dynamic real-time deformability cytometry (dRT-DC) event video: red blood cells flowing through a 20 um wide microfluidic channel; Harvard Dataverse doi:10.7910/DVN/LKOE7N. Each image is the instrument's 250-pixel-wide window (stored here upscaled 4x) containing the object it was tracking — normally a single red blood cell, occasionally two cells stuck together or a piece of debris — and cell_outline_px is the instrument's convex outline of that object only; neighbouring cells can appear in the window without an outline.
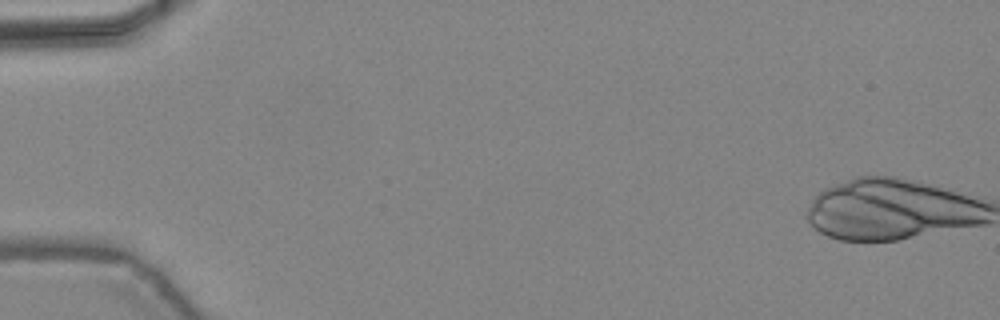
{"species": "common noctule bat (a hibernating species)", "species_latin": "Nyctalus noctula", "temperature_condition": "warm", "stored_images_in_passage": 3, "camera_frame_rate_fps": 3000, "um_per_image_px": 0.085, "animal": {"sex": "female", "body_mass_g": 24.6, "forearm_length_mm": 56.2}, "frame": {"image": 1, "passage_image": 1, "time_ms": 0.0, "image_size_px": [1000, 320], "cell_outline_px": [[980, 204], [976, 220], [888, 240], [852, 240], [908, 212], [964, 200], [972, 200]], "centroid_in_image_um": [78.64, 18.76], "position_along_channel_um": 6.4, "area_um2": 16.76}}